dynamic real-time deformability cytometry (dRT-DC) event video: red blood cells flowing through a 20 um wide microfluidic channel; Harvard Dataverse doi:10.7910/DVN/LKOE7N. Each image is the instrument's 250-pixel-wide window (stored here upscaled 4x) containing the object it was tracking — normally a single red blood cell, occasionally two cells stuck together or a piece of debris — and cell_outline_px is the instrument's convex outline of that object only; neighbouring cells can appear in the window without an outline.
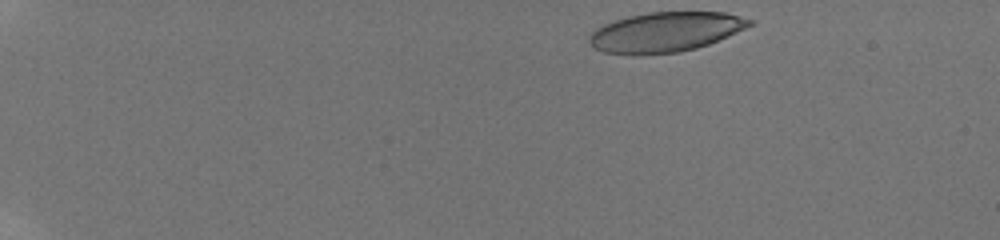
{"species": "human", "species_latin": "Homo sapiens", "temperature_condition": "room temperature", "stored_images_in_passage": 52, "camera_frame_rate_fps": 3000, "um_per_image_px": 0.085, "donor": {"sex": "male"}, "frame": {"image": 1, "passage_image": 1, "time_ms": 0.0, "image_size_px": [1000, 240], "cell_outline_px": [[756, 20], [752, 24], [728, 36], [708, 44], [696, 48], [680, 52], [640, 56], [636, 56], [604, 52], [592, 48], [588, 44], [588, 36], [596, 28], [604, 24], [628, 16], [648, 12], [724, 12]], "centroid_in_image_um": [56.51, 2.74], "position_along_channel_um": 28.5, "area_um2": 37.63}}
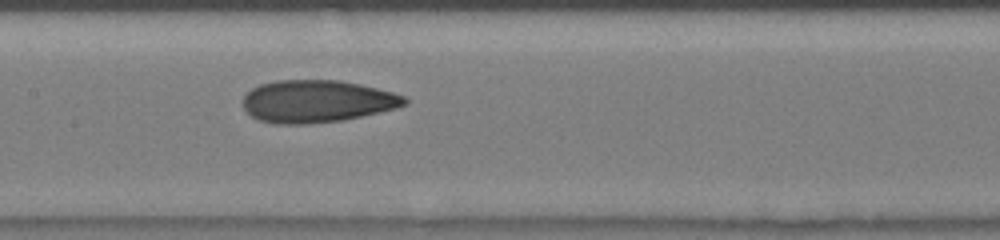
{"frame": {"image": 2, "passage_image": 27, "time_ms": 7.0, "image_size_px": [1000, 240], "cell_outline_px": [[408, 104], [396, 108], [344, 120], [308, 124], [276, 124], [256, 120], [244, 108], [244, 96], [252, 88], [260, 84], [276, 80], [340, 80], [360, 84], [392, 92], [404, 96], [408, 100]], "centroid_in_image_um": [26.94, 8.61], "position_along_channel_um": 180.5, "area_um2": 40.0}}
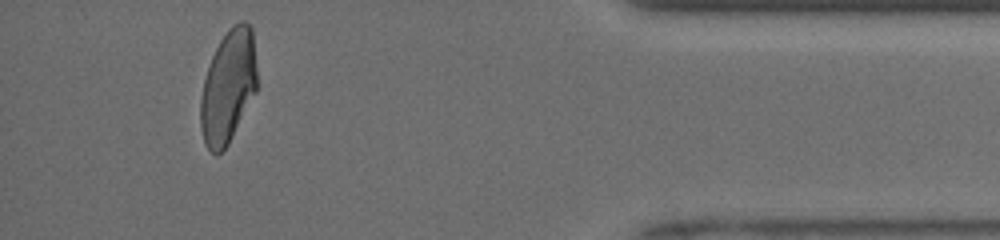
{"frame": {"image": 3, "passage_image": 49, "time_ms": 13.667, "image_size_px": [1000, 240], "cell_outline_px": [[256, 92], [228, 144], [216, 156], [204, 144], [200, 128], [200, 100], [204, 80], [212, 56], [220, 40], [228, 28], [232, 24], [240, 20], [244, 20], [252, 28], [256, 68]], "centroid_in_image_um": [19.38, 7.35], "position_along_channel_um": 415.8, "area_um2": 37.17}, "authors_computed_cell_mechanics": {"area_um2": 38.8127, "velocity_mm_per_s": 4.0807, "shape_relaxation_time_tau1_ms": 6.2824, "shape_relaxation_time_tau2_ms": 1.39, "deformation_change_tau1": 0.1931, "deformation_change_tau2": 0.0862}}